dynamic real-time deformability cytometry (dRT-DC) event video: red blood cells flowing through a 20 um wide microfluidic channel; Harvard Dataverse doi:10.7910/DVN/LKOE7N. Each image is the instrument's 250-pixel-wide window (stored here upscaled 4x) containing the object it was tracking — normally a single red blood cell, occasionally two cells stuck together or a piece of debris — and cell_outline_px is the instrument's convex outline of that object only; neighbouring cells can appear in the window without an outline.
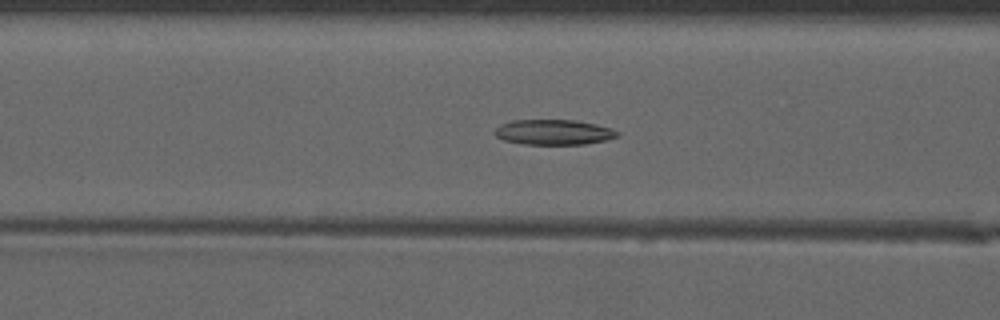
{"species": "common noctule bat (a hibernating species)", "species_latin": "Nyctalus noctula", "temperature_condition": "warm", "stored_images_in_passage": 33, "camera_frame_rate_fps": 3000, "um_per_image_px": 0.085, "animal": {"sex": "male", "forearm_length_mm": 52.5}, "frame": {"image": 1, "passage_image": 4, "time_ms": 1.0, "image_size_px": [1000, 320], "cell_outline_px": [[620, 136], [604, 140], [584, 144], [524, 144], [504, 140], [496, 136], [492, 132], [500, 124], [512, 120], [576, 120], [596, 124], [612, 128], [620, 132]], "centroid_in_image_um": [47.06, 11.23], "position_along_channel_um": 119.5, "area_um2": 18.09}}
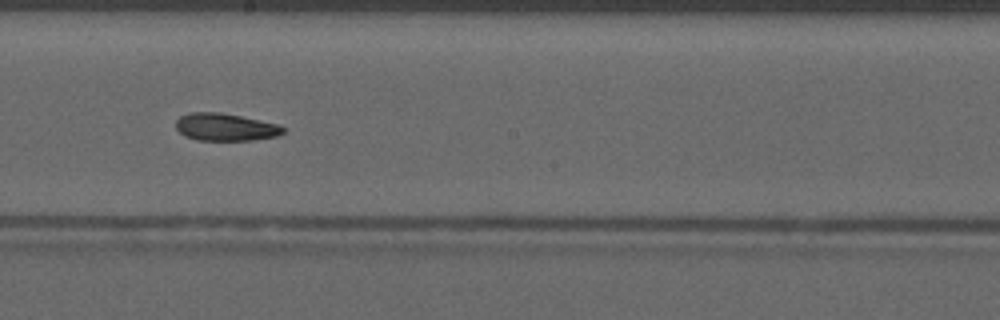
{"frame": {"image": 2, "passage_image": 12, "time_ms": 3.667, "image_size_px": [1000, 320], "cell_outline_px": [[284, 132], [276, 136], [252, 140], [196, 140], [184, 136], [176, 128], [176, 120], [180, 116], [188, 112], [220, 112], [240, 116], [276, 124], [284, 128]], "centroid_in_image_um": [19.09, 10.8], "position_along_channel_um": 229.1, "area_um2": 17.05}}
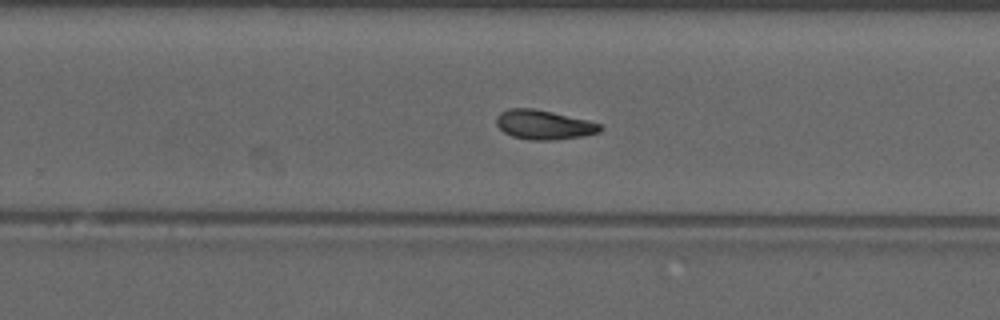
{"frame": {"image": 3, "passage_image": 16, "time_ms": 5.0, "image_size_px": [1000, 320], "cell_outline_px": [[604, 128], [600, 132], [584, 136], [552, 140], [528, 140], [512, 136], [504, 132], [496, 124], [496, 116], [500, 112], [508, 108], [532, 108], [552, 112], [588, 120], [600, 124]], "centroid_in_image_um": [46.22, 10.6], "position_along_channel_um": 283.6, "area_um2": 17.86}}